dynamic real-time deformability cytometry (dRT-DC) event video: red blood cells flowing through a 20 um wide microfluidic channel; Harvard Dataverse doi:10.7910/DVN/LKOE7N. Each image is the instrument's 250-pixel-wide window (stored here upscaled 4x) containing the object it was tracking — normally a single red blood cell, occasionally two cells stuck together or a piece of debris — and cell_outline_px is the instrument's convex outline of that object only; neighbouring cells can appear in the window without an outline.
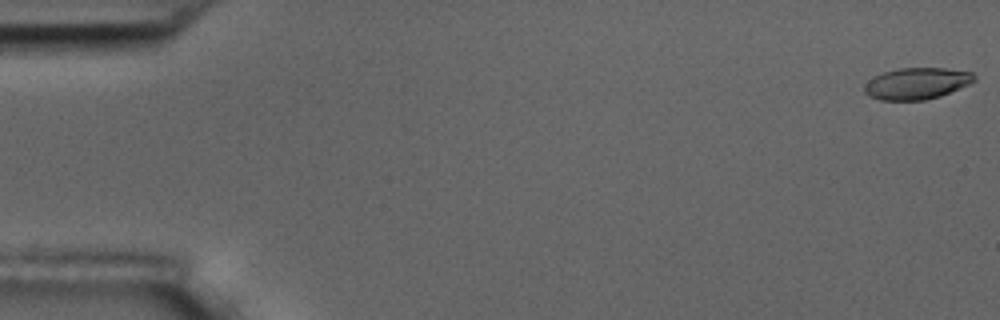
{"species": "common noctule bat (a hibernating species)", "species_latin": "Nyctalus noctula", "temperature_condition": "room temperature", "stored_images_in_passage": 5, "camera_frame_rate_fps": 3000, "um_per_image_px": 0.085, "animal": {"sex": "male", "body_mass_g": 17.5, "forearm_length_mm": 52.3}, "frame": {"image": 1, "passage_image": 1, "time_ms": 0.0, "image_size_px": [1000, 320], "cell_outline_px": [[976, 80], [968, 84], [940, 96], [924, 100], [880, 100], [868, 96], [864, 92], [864, 84], [868, 80], [884, 72], [900, 68], [944, 68], [972, 72], [976, 76]], "centroid_in_image_um": [77.9, 7.1], "position_along_channel_um": 7.1, "area_um2": 20.11}}
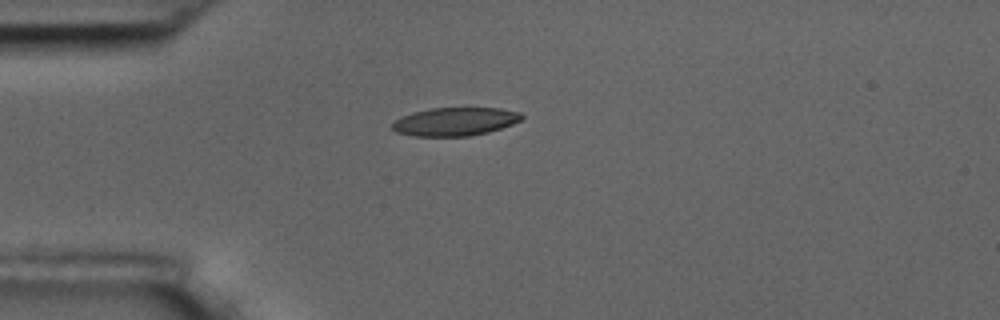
{"frame": {"image": 2, "passage_image": 5, "time_ms": 4.667, "image_size_px": [1000, 320], "cell_outline_px": [[524, 116], [520, 120], [512, 124], [488, 132], [468, 136], [412, 136], [396, 132], [392, 128], [392, 124], [400, 116], [412, 112], [428, 108], [500, 108], [520, 112]], "centroid_in_image_um": [38.65, 10.33], "position_along_channel_um": 46.4, "area_um2": 21.39}}